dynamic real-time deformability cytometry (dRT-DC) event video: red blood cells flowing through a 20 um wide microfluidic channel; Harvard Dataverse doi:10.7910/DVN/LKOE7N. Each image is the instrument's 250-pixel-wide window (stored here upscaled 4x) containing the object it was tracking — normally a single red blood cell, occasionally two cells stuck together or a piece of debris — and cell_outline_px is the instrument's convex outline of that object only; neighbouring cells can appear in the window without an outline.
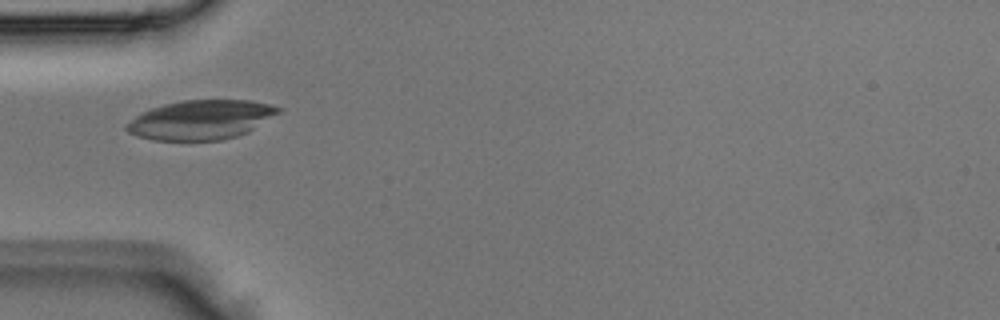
{"species": "Egyptian fruit bat (a non-hibernating species)", "species_latin": "Rousettus aegyptiacus", "temperature_condition": "room temperature", "stored_images_in_passage": 3, "camera_frame_rate_fps": 3000, "um_per_image_px": 0.085, "animal": {"sex": "male"}, "frame": {"image": 1, "passage_image": 3, "time_ms": 0.667, "image_size_px": [1000, 320], "cell_outline_px": [[280, 112], [248, 132], [236, 136], [220, 140], [152, 140], [136, 136], [128, 132], [124, 128], [140, 112], [164, 104], [184, 100], [248, 100], [268, 104], [280, 108]], "centroid_in_image_um": [17.05, 10.18], "position_along_channel_um": 67.9, "area_um2": 34.51}}